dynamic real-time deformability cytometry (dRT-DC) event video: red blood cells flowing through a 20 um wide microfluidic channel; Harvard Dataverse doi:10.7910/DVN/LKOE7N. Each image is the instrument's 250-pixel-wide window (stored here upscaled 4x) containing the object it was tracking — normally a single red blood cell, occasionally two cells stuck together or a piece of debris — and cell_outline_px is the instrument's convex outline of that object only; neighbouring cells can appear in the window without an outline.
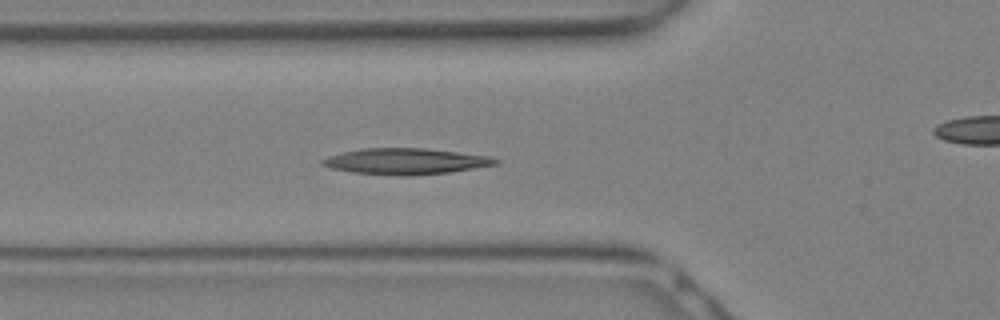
{"species": "Egyptian fruit bat (a non-hibernating species)", "species_latin": "Rousettus aegyptiacus", "temperature_condition": "warm", "stored_images_in_passage": 13, "camera_frame_rate_fps": 3000, "um_per_image_px": 0.085, "animal": {"sex": "female"}, "frame": {"image": 1, "passage_image": 10, "time_ms": 3.0, "image_size_px": [1000, 320], "cell_outline_px": [[500, 164], [448, 172], [412, 176], [404, 176], [352, 172], [332, 168], [320, 164], [320, 160], [328, 156], [360, 148], [424, 148], [488, 156], [500, 160]], "centroid_in_image_um": [34.47, 13.71], "position_along_channel_um": 91.3, "area_um2": 26.18}}